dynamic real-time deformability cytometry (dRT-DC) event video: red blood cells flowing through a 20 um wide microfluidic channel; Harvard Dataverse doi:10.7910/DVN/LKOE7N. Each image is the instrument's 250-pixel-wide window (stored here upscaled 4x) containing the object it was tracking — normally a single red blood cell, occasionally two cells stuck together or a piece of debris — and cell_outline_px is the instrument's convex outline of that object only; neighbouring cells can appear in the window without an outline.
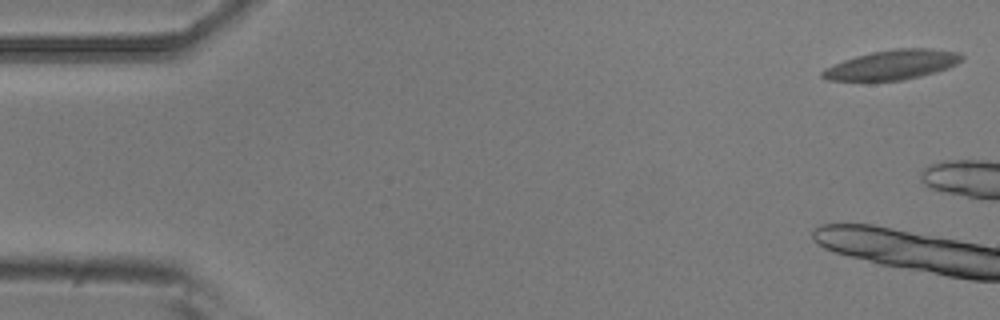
{"species": "common noctule bat (a hibernating species)", "species_latin": "Nyctalus noctula", "temperature_condition": "room temperature", "stored_images_in_passage": 12, "camera_frame_rate_fps": 3000, "um_per_image_px": 0.085, "animal": {"sex": "male", "body_mass_g": 20.5, "forearm_length_mm": 52.5}, "frame": {"image": 1, "passage_image": 1, "time_ms": 0.0, "image_size_px": [1000, 320], "cell_outline_px": [[964, 60], [948, 68], [936, 72], [904, 80], [828, 80], [820, 76], [820, 72], [824, 68], [844, 60], [856, 56], [872, 52], [896, 48], [932, 48], [960, 52], [964, 56]], "centroid_in_image_um": [75.89, 5.49], "position_along_channel_um": 9.1, "area_um2": 24.1}}